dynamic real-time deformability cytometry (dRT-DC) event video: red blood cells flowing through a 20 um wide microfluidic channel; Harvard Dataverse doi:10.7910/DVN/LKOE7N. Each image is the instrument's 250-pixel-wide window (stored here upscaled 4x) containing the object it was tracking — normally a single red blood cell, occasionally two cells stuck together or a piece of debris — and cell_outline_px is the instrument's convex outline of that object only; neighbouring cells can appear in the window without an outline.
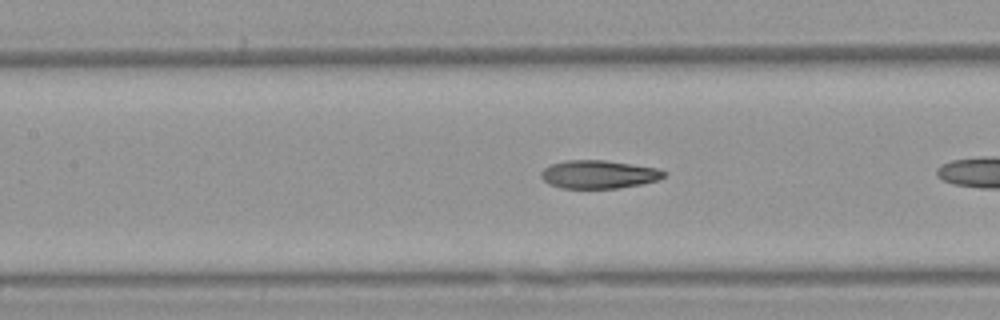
{"species": "Egyptian fruit bat (a non-hibernating species)", "species_latin": "Rousettus aegyptiacus", "temperature_condition": "warm", "stored_images_in_passage": 8, "camera_frame_rate_fps": 3000, "um_per_image_px": 0.085, "animal": {"sex": "female"}, "frame": {"image": 1, "passage_image": 7, "time_ms": 2.0, "image_size_px": [1000, 320], "cell_outline_px": [[668, 172], [664, 176], [656, 180], [640, 184], [620, 188], [560, 188], [548, 184], [540, 176], [540, 172], [544, 168], [552, 164], [568, 160], [604, 160], [656, 168]], "centroid_in_image_um": [50.85, 14.82], "position_along_channel_um": 156.5, "area_um2": 20.06}}